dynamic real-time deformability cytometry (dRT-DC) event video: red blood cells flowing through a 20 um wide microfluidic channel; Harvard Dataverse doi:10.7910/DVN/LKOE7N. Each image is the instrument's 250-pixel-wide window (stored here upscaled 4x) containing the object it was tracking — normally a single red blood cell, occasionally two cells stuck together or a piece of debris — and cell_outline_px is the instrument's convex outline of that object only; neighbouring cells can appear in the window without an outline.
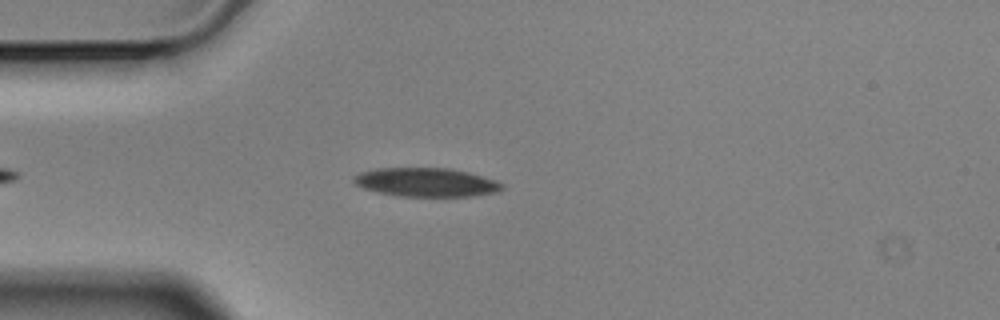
{"species": "Egyptian fruit bat (a non-hibernating species)", "species_latin": "Rousettus aegyptiacus", "temperature_condition": "cold", "stored_images_in_passage": 4, "camera_frame_rate_fps": 3000, "um_per_image_px": 0.085, "animal": {"sex": "male"}, "frame": {"image": 1, "passage_image": 4, "time_ms": 1.0, "image_size_px": [1000, 320], "cell_outline_px": [[504, 188], [492, 192], [468, 196], [400, 196], [380, 192], [364, 188], [356, 184], [352, 180], [352, 176], [360, 172], [376, 168], [452, 168], [468, 172], [496, 180], [504, 184]], "centroid_in_image_um": [36.2, 15.48], "position_along_channel_um": 48.8, "area_um2": 24.68}}